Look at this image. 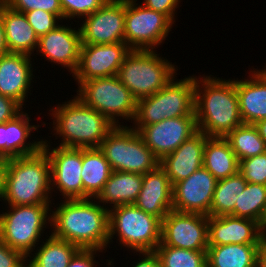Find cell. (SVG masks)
I'll use <instances>...</instances> for the list:
<instances>
[{
	"label": "cell",
	"instance_id": "cell-27",
	"mask_svg": "<svg viewBox=\"0 0 266 267\" xmlns=\"http://www.w3.org/2000/svg\"><path fill=\"white\" fill-rule=\"evenodd\" d=\"M203 167L217 180L239 171V161L225 137H208L204 147Z\"/></svg>",
	"mask_w": 266,
	"mask_h": 267
},
{
	"label": "cell",
	"instance_id": "cell-15",
	"mask_svg": "<svg viewBox=\"0 0 266 267\" xmlns=\"http://www.w3.org/2000/svg\"><path fill=\"white\" fill-rule=\"evenodd\" d=\"M198 131L195 114L166 118L141 127L137 133L146 146L161 160L175 151L185 140Z\"/></svg>",
	"mask_w": 266,
	"mask_h": 267
},
{
	"label": "cell",
	"instance_id": "cell-4",
	"mask_svg": "<svg viewBox=\"0 0 266 267\" xmlns=\"http://www.w3.org/2000/svg\"><path fill=\"white\" fill-rule=\"evenodd\" d=\"M52 110L60 147L99 148L115 127L103 114L84 104L77 96Z\"/></svg>",
	"mask_w": 266,
	"mask_h": 267
},
{
	"label": "cell",
	"instance_id": "cell-19",
	"mask_svg": "<svg viewBox=\"0 0 266 267\" xmlns=\"http://www.w3.org/2000/svg\"><path fill=\"white\" fill-rule=\"evenodd\" d=\"M81 45L79 28L74 30L58 24L39 38L37 48L47 60L68 67L74 73L79 63Z\"/></svg>",
	"mask_w": 266,
	"mask_h": 267
},
{
	"label": "cell",
	"instance_id": "cell-5",
	"mask_svg": "<svg viewBox=\"0 0 266 267\" xmlns=\"http://www.w3.org/2000/svg\"><path fill=\"white\" fill-rule=\"evenodd\" d=\"M175 66L155 50H131L124 58L118 78L136 100L151 96L175 76Z\"/></svg>",
	"mask_w": 266,
	"mask_h": 267
},
{
	"label": "cell",
	"instance_id": "cell-31",
	"mask_svg": "<svg viewBox=\"0 0 266 267\" xmlns=\"http://www.w3.org/2000/svg\"><path fill=\"white\" fill-rule=\"evenodd\" d=\"M43 243L35 256L33 255L34 258L29 259L27 267H67L80 249L77 245L56 238L52 234Z\"/></svg>",
	"mask_w": 266,
	"mask_h": 267
},
{
	"label": "cell",
	"instance_id": "cell-42",
	"mask_svg": "<svg viewBox=\"0 0 266 267\" xmlns=\"http://www.w3.org/2000/svg\"><path fill=\"white\" fill-rule=\"evenodd\" d=\"M101 250L97 249H79L72 257L67 267H94L96 261H94V254ZM95 262V263H94Z\"/></svg>",
	"mask_w": 266,
	"mask_h": 267
},
{
	"label": "cell",
	"instance_id": "cell-28",
	"mask_svg": "<svg viewBox=\"0 0 266 267\" xmlns=\"http://www.w3.org/2000/svg\"><path fill=\"white\" fill-rule=\"evenodd\" d=\"M260 245H208L207 267H258Z\"/></svg>",
	"mask_w": 266,
	"mask_h": 267
},
{
	"label": "cell",
	"instance_id": "cell-25",
	"mask_svg": "<svg viewBox=\"0 0 266 267\" xmlns=\"http://www.w3.org/2000/svg\"><path fill=\"white\" fill-rule=\"evenodd\" d=\"M3 21L9 52L31 56L34 49L38 47L39 38L28 23L25 14L3 4Z\"/></svg>",
	"mask_w": 266,
	"mask_h": 267
},
{
	"label": "cell",
	"instance_id": "cell-45",
	"mask_svg": "<svg viewBox=\"0 0 266 267\" xmlns=\"http://www.w3.org/2000/svg\"><path fill=\"white\" fill-rule=\"evenodd\" d=\"M8 159L0 157V198L4 197Z\"/></svg>",
	"mask_w": 266,
	"mask_h": 267
},
{
	"label": "cell",
	"instance_id": "cell-11",
	"mask_svg": "<svg viewBox=\"0 0 266 267\" xmlns=\"http://www.w3.org/2000/svg\"><path fill=\"white\" fill-rule=\"evenodd\" d=\"M125 0L124 42L131 50H153L168 36L174 22L165 14Z\"/></svg>",
	"mask_w": 266,
	"mask_h": 267
},
{
	"label": "cell",
	"instance_id": "cell-20",
	"mask_svg": "<svg viewBox=\"0 0 266 267\" xmlns=\"http://www.w3.org/2000/svg\"><path fill=\"white\" fill-rule=\"evenodd\" d=\"M205 144L206 135L198 130L175 151L160 160L159 166L169 177L172 186L203 166Z\"/></svg>",
	"mask_w": 266,
	"mask_h": 267
},
{
	"label": "cell",
	"instance_id": "cell-2",
	"mask_svg": "<svg viewBox=\"0 0 266 267\" xmlns=\"http://www.w3.org/2000/svg\"><path fill=\"white\" fill-rule=\"evenodd\" d=\"M198 79L195 77L194 112L197 128L208 137H226L243 124L235 80L225 81L211 76Z\"/></svg>",
	"mask_w": 266,
	"mask_h": 267
},
{
	"label": "cell",
	"instance_id": "cell-33",
	"mask_svg": "<svg viewBox=\"0 0 266 267\" xmlns=\"http://www.w3.org/2000/svg\"><path fill=\"white\" fill-rule=\"evenodd\" d=\"M235 217L252 219L262 225L266 217V185L247 182L235 205Z\"/></svg>",
	"mask_w": 266,
	"mask_h": 267
},
{
	"label": "cell",
	"instance_id": "cell-37",
	"mask_svg": "<svg viewBox=\"0 0 266 267\" xmlns=\"http://www.w3.org/2000/svg\"><path fill=\"white\" fill-rule=\"evenodd\" d=\"M4 4L21 13L42 9L57 15L61 20L63 18L60 0H5Z\"/></svg>",
	"mask_w": 266,
	"mask_h": 267
},
{
	"label": "cell",
	"instance_id": "cell-18",
	"mask_svg": "<svg viewBox=\"0 0 266 267\" xmlns=\"http://www.w3.org/2000/svg\"><path fill=\"white\" fill-rule=\"evenodd\" d=\"M262 225L252 219L231 215L208 216V245L261 244Z\"/></svg>",
	"mask_w": 266,
	"mask_h": 267
},
{
	"label": "cell",
	"instance_id": "cell-48",
	"mask_svg": "<svg viewBox=\"0 0 266 267\" xmlns=\"http://www.w3.org/2000/svg\"><path fill=\"white\" fill-rule=\"evenodd\" d=\"M262 230H263L264 237H266V217L262 223Z\"/></svg>",
	"mask_w": 266,
	"mask_h": 267
},
{
	"label": "cell",
	"instance_id": "cell-30",
	"mask_svg": "<svg viewBox=\"0 0 266 267\" xmlns=\"http://www.w3.org/2000/svg\"><path fill=\"white\" fill-rule=\"evenodd\" d=\"M246 185L247 181L239 171L232 176L218 180L210 206V216L231 215L235 217V205H238V199Z\"/></svg>",
	"mask_w": 266,
	"mask_h": 267
},
{
	"label": "cell",
	"instance_id": "cell-21",
	"mask_svg": "<svg viewBox=\"0 0 266 267\" xmlns=\"http://www.w3.org/2000/svg\"><path fill=\"white\" fill-rule=\"evenodd\" d=\"M134 205L161 220L173 210V186L160 166L143 174L142 187Z\"/></svg>",
	"mask_w": 266,
	"mask_h": 267
},
{
	"label": "cell",
	"instance_id": "cell-9",
	"mask_svg": "<svg viewBox=\"0 0 266 267\" xmlns=\"http://www.w3.org/2000/svg\"><path fill=\"white\" fill-rule=\"evenodd\" d=\"M77 97L87 106L103 114L115 126L117 117L134 120L137 100L118 76L93 78L79 84Z\"/></svg>",
	"mask_w": 266,
	"mask_h": 267
},
{
	"label": "cell",
	"instance_id": "cell-26",
	"mask_svg": "<svg viewBox=\"0 0 266 267\" xmlns=\"http://www.w3.org/2000/svg\"><path fill=\"white\" fill-rule=\"evenodd\" d=\"M143 174L112 171L102 190L95 197L98 203L119 205L134 204L142 187Z\"/></svg>",
	"mask_w": 266,
	"mask_h": 267
},
{
	"label": "cell",
	"instance_id": "cell-7",
	"mask_svg": "<svg viewBox=\"0 0 266 267\" xmlns=\"http://www.w3.org/2000/svg\"><path fill=\"white\" fill-rule=\"evenodd\" d=\"M109 242L115 234L119 242L136 252L155 251L161 242L162 220L134 204L109 209Z\"/></svg>",
	"mask_w": 266,
	"mask_h": 267
},
{
	"label": "cell",
	"instance_id": "cell-8",
	"mask_svg": "<svg viewBox=\"0 0 266 267\" xmlns=\"http://www.w3.org/2000/svg\"><path fill=\"white\" fill-rule=\"evenodd\" d=\"M99 149L112 171L146 174L160 164L137 131L123 125L115 126L101 142Z\"/></svg>",
	"mask_w": 266,
	"mask_h": 267
},
{
	"label": "cell",
	"instance_id": "cell-40",
	"mask_svg": "<svg viewBox=\"0 0 266 267\" xmlns=\"http://www.w3.org/2000/svg\"><path fill=\"white\" fill-rule=\"evenodd\" d=\"M21 110L22 106L18 102L0 94V124L13 119Z\"/></svg>",
	"mask_w": 266,
	"mask_h": 267
},
{
	"label": "cell",
	"instance_id": "cell-47",
	"mask_svg": "<svg viewBox=\"0 0 266 267\" xmlns=\"http://www.w3.org/2000/svg\"><path fill=\"white\" fill-rule=\"evenodd\" d=\"M253 125L256 127L260 137L266 143V119H262L256 123H254Z\"/></svg>",
	"mask_w": 266,
	"mask_h": 267
},
{
	"label": "cell",
	"instance_id": "cell-3",
	"mask_svg": "<svg viewBox=\"0 0 266 267\" xmlns=\"http://www.w3.org/2000/svg\"><path fill=\"white\" fill-rule=\"evenodd\" d=\"M50 189L51 164L42 148L32 155L8 159L3 197L8 205L51 204Z\"/></svg>",
	"mask_w": 266,
	"mask_h": 267
},
{
	"label": "cell",
	"instance_id": "cell-29",
	"mask_svg": "<svg viewBox=\"0 0 266 267\" xmlns=\"http://www.w3.org/2000/svg\"><path fill=\"white\" fill-rule=\"evenodd\" d=\"M111 172L109 162L99 148H82L83 199L95 198Z\"/></svg>",
	"mask_w": 266,
	"mask_h": 267
},
{
	"label": "cell",
	"instance_id": "cell-49",
	"mask_svg": "<svg viewBox=\"0 0 266 267\" xmlns=\"http://www.w3.org/2000/svg\"><path fill=\"white\" fill-rule=\"evenodd\" d=\"M5 3V0H0V4H4Z\"/></svg>",
	"mask_w": 266,
	"mask_h": 267
},
{
	"label": "cell",
	"instance_id": "cell-32",
	"mask_svg": "<svg viewBox=\"0 0 266 267\" xmlns=\"http://www.w3.org/2000/svg\"><path fill=\"white\" fill-rule=\"evenodd\" d=\"M238 161L266 152V143L253 124H241L226 137Z\"/></svg>",
	"mask_w": 266,
	"mask_h": 267
},
{
	"label": "cell",
	"instance_id": "cell-14",
	"mask_svg": "<svg viewBox=\"0 0 266 267\" xmlns=\"http://www.w3.org/2000/svg\"><path fill=\"white\" fill-rule=\"evenodd\" d=\"M49 147L46 140L43 141L42 149L51 164V190L55 185L65 200L83 199L82 148L58 146L51 150Z\"/></svg>",
	"mask_w": 266,
	"mask_h": 267
},
{
	"label": "cell",
	"instance_id": "cell-23",
	"mask_svg": "<svg viewBox=\"0 0 266 267\" xmlns=\"http://www.w3.org/2000/svg\"><path fill=\"white\" fill-rule=\"evenodd\" d=\"M29 115L21 111L13 119L0 124V157L11 159L37 153L42 148L43 140L26 143V139L35 125H30Z\"/></svg>",
	"mask_w": 266,
	"mask_h": 267
},
{
	"label": "cell",
	"instance_id": "cell-46",
	"mask_svg": "<svg viewBox=\"0 0 266 267\" xmlns=\"http://www.w3.org/2000/svg\"><path fill=\"white\" fill-rule=\"evenodd\" d=\"M258 267H266V237H264L259 248Z\"/></svg>",
	"mask_w": 266,
	"mask_h": 267
},
{
	"label": "cell",
	"instance_id": "cell-16",
	"mask_svg": "<svg viewBox=\"0 0 266 267\" xmlns=\"http://www.w3.org/2000/svg\"><path fill=\"white\" fill-rule=\"evenodd\" d=\"M84 21L79 29L82 44L124 42L125 0H108Z\"/></svg>",
	"mask_w": 266,
	"mask_h": 267
},
{
	"label": "cell",
	"instance_id": "cell-1",
	"mask_svg": "<svg viewBox=\"0 0 266 267\" xmlns=\"http://www.w3.org/2000/svg\"><path fill=\"white\" fill-rule=\"evenodd\" d=\"M95 202V198H88L60 203L51 214L52 235L81 249L105 250L109 242V208Z\"/></svg>",
	"mask_w": 266,
	"mask_h": 267
},
{
	"label": "cell",
	"instance_id": "cell-38",
	"mask_svg": "<svg viewBox=\"0 0 266 267\" xmlns=\"http://www.w3.org/2000/svg\"><path fill=\"white\" fill-rule=\"evenodd\" d=\"M24 14L38 38L56 28L58 26L56 23L60 20L57 15L42 9L27 11Z\"/></svg>",
	"mask_w": 266,
	"mask_h": 267
},
{
	"label": "cell",
	"instance_id": "cell-17",
	"mask_svg": "<svg viewBox=\"0 0 266 267\" xmlns=\"http://www.w3.org/2000/svg\"><path fill=\"white\" fill-rule=\"evenodd\" d=\"M217 179L203 166L173 185V210L210 216Z\"/></svg>",
	"mask_w": 266,
	"mask_h": 267
},
{
	"label": "cell",
	"instance_id": "cell-22",
	"mask_svg": "<svg viewBox=\"0 0 266 267\" xmlns=\"http://www.w3.org/2000/svg\"><path fill=\"white\" fill-rule=\"evenodd\" d=\"M30 59L29 55L12 52L0 56V94L22 107L33 78Z\"/></svg>",
	"mask_w": 266,
	"mask_h": 267
},
{
	"label": "cell",
	"instance_id": "cell-36",
	"mask_svg": "<svg viewBox=\"0 0 266 267\" xmlns=\"http://www.w3.org/2000/svg\"><path fill=\"white\" fill-rule=\"evenodd\" d=\"M108 0H60L63 12V20L74 18L75 16L86 17L99 8H101Z\"/></svg>",
	"mask_w": 266,
	"mask_h": 267
},
{
	"label": "cell",
	"instance_id": "cell-34",
	"mask_svg": "<svg viewBox=\"0 0 266 267\" xmlns=\"http://www.w3.org/2000/svg\"><path fill=\"white\" fill-rule=\"evenodd\" d=\"M155 252L160 258L162 267H207V251L158 245Z\"/></svg>",
	"mask_w": 266,
	"mask_h": 267
},
{
	"label": "cell",
	"instance_id": "cell-35",
	"mask_svg": "<svg viewBox=\"0 0 266 267\" xmlns=\"http://www.w3.org/2000/svg\"><path fill=\"white\" fill-rule=\"evenodd\" d=\"M239 172L249 183L266 185V152L241 160Z\"/></svg>",
	"mask_w": 266,
	"mask_h": 267
},
{
	"label": "cell",
	"instance_id": "cell-39",
	"mask_svg": "<svg viewBox=\"0 0 266 267\" xmlns=\"http://www.w3.org/2000/svg\"><path fill=\"white\" fill-rule=\"evenodd\" d=\"M26 258L22 252L10 248L0 238V267H27Z\"/></svg>",
	"mask_w": 266,
	"mask_h": 267
},
{
	"label": "cell",
	"instance_id": "cell-12",
	"mask_svg": "<svg viewBox=\"0 0 266 267\" xmlns=\"http://www.w3.org/2000/svg\"><path fill=\"white\" fill-rule=\"evenodd\" d=\"M159 245L207 251L208 216L171 210L162 219L161 242Z\"/></svg>",
	"mask_w": 266,
	"mask_h": 267
},
{
	"label": "cell",
	"instance_id": "cell-24",
	"mask_svg": "<svg viewBox=\"0 0 266 267\" xmlns=\"http://www.w3.org/2000/svg\"><path fill=\"white\" fill-rule=\"evenodd\" d=\"M250 80H235L240 116L245 124L266 119V71H253Z\"/></svg>",
	"mask_w": 266,
	"mask_h": 267
},
{
	"label": "cell",
	"instance_id": "cell-13",
	"mask_svg": "<svg viewBox=\"0 0 266 267\" xmlns=\"http://www.w3.org/2000/svg\"><path fill=\"white\" fill-rule=\"evenodd\" d=\"M131 51L125 42L82 44L79 63L73 77L81 82L118 74L125 56Z\"/></svg>",
	"mask_w": 266,
	"mask_h": 267
},
{
	"label": "cell",
	"instance_id": "cell-6",
	"mask_svg": "<svg viewBox=\"0 0 266 267\" xmlns=\"http://www.w3.org/2000/svg\"><path fill=\"white\" fill-rule=\"evenodd\" d=\"M195 77L174 81L151 96L137 100L134 124L136 131L166 118L195 114ZM137 126V127H136Z\"/></svg>",
	"mask_w": 266,
	"mask_h": 267
},
{
	"label": "cell",
	"instance_id": "cell-41",
	"mask_svg": "<svg viewBox=\"0 0 266 267\" xmlns=\"http://www.w3.org/2000/svg\"><path fill=\"white\" fill-rule=\"evenodd\" d=\"M179 0H144L143 5L151 10L161 12L167 15L173 22H175V9L178 8L177 5Z\"/></svg>",
	"mask_w": 266,
	"mask_h": 267
},
{
	"label": "cell",
	"instance_id": "cell-43",
	"mask_svg": "<svg viewBox=\"0 0 266 267\" xmlns=\"http://www.w3.org/2000/svg\"><path fill=\"white\" fill-rule=\"evenodd\" d=\"M142 253L144 259L139 260L134 267H162L160 258L155 251H145Z\"/></svg>",
	"mask_w": 266,
	"mask_h": 267
},
{
	"label": "cell",
	"instance_id": "cell-10",
	"mask_svg": "<svg viewBox=\"0 0 266 267\" xmlns=\"http://www.w3.org/2000/svg\"><path fill=\"white\" fill-rule=\"evenodd\" d=\"M9 207L10 211L0 214V238L10 248L31 257L29 254L35 244H39L36 242L41 238L45 224L51 223V215H47L49 204Z\"/></svg>",
	"mask_w": 266,
	"mask_h": 267
},
{
	"label": "cell",
	"instance_id": "cell-44",
	"mask_svg": "<svg viewBox=\"0 0 266 267\" xmlns=\"http://www.w3.org/2000/svg\"><path fill=\"white\" fill-rule=\"evenodd\" d=\"M9 52L5 40V28L3 21V4H0V56Z\"/></svg>",
	"mask_w": 266,
	"mask_h": 267
}]
</instances>
